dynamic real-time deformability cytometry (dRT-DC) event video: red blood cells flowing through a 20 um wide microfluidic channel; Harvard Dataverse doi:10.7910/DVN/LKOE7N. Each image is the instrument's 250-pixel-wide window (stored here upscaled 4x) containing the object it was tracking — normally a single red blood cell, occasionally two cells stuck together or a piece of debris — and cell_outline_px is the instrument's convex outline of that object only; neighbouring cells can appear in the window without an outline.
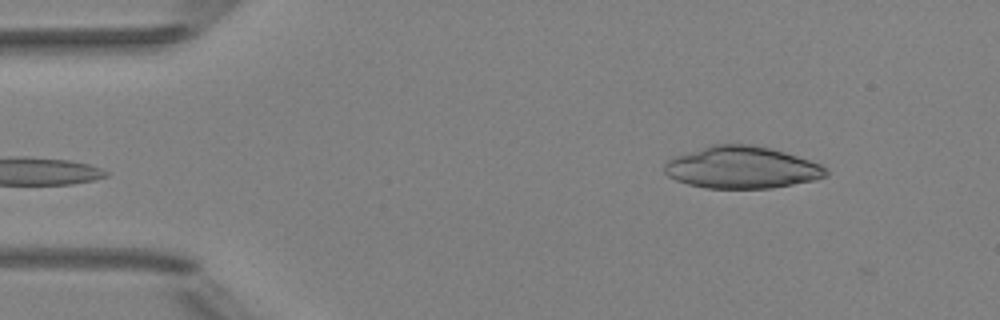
{"species": "Egyptian fruit bat (a non-hibernating species)", "species_latin": "Rousettus aegyptiacus", "temperature_condition": "room temperature", "stored_images_in_passage": 5, "camera_frame_rate_fps": 3000, "um_per_image_px": 0.085, "animal": {"sex": "female"}, "frame": {"image": 1, "passage_image": 5, "time_ms": 4.667, "image_size_px": [1000, 320], "cell_outline_px": [[828, 176], [816, 180], [772, 188], [704, 188], [688, 184], [676, 180], [668, 176], [664, 172], [664, 164], [672, 156], [712, 144], [752, 144], [772, 148], [820, 164], [828, 172]], "centroid_in_image_um": [63.02, 14.23], "position_along_channel_um": 22.0, "area_um2": 39.77}}